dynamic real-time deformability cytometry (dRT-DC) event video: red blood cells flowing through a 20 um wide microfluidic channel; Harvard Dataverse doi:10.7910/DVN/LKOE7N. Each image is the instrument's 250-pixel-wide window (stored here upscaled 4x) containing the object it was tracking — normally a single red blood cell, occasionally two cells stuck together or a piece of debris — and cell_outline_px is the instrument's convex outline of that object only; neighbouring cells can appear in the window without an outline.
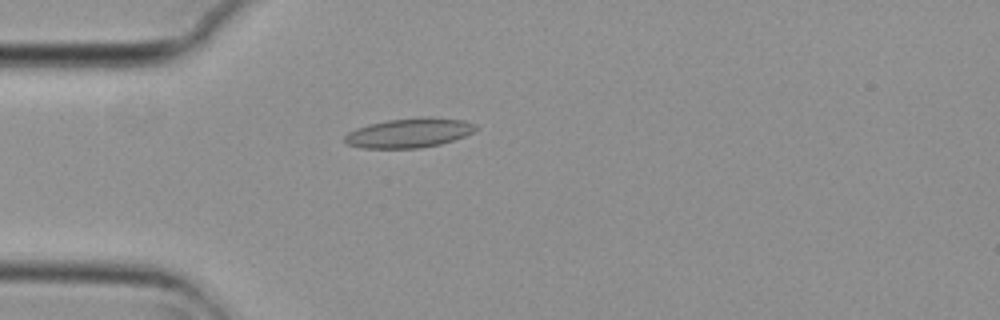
{"species": "common noctule bat (a hibernating species)", "species_latin": "Nyctalus noctula", "temperature_condition": "cold", "stored_images_in_passage": 1, "camera_frame_rate_fps": 3000, "um_per_image_px": 0.085, "animal": {"sex": "female", "body_mass_g": 29.2, "forearm_length_mm": 56.3}, "frame": {"image": 1, "passage_image": 1, "time_ms": 0.0, "image_size_px": [1000, 320], "cell_outline_px": [[480, 128], [464, 136], [440, 144], [420, 148], [360, 148], [344, 144], [344, 136], [348, 132], [356, 128], [368, 124], [388, 120], [424, 116], [432, 116], [464, 120], [476, 124]], "centroid_in_image_um": [34.77, 11.29], "position_along_channel_um": 50.2, "area_um2": 22.83}}